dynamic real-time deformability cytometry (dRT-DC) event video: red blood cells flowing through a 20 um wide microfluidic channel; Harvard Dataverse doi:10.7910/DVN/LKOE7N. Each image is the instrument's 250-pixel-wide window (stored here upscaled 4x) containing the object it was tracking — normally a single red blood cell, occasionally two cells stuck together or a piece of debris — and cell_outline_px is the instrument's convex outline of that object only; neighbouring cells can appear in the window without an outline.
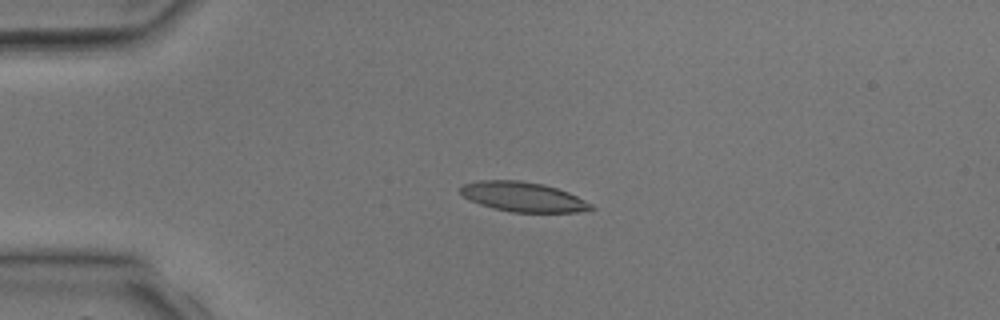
{"species": "common noctule bat (a hibernating species)", "species_latin": "Nyctalus noctula", "temperature_condition": "room temperature", "stored_images_in_passage": 5, "camera_frame_rate_fps": 3000, "um_per_image_px": 0.085, "animal": {"sex": "male", "body_mass_g": 17.9, "forearm_length_mm": 54.2}, "frame": {"image": 1, "passage_image": 3, "time_ms": 2.333, "image_size_px": [1000, 320], "cell_outline_px": [[596, 208], [576, 212], [512, 212], [492, 208], [480, 204], [464, 196], [460, 192], [460, 188], [464, 184], [480, 180], [520, 180], [544, 184], [568, 192], [592, 204]], "centroid_in_image_um": [44.47, 16.73], "position_along_channel_um": 40.5, "area_um2": 22.43}}